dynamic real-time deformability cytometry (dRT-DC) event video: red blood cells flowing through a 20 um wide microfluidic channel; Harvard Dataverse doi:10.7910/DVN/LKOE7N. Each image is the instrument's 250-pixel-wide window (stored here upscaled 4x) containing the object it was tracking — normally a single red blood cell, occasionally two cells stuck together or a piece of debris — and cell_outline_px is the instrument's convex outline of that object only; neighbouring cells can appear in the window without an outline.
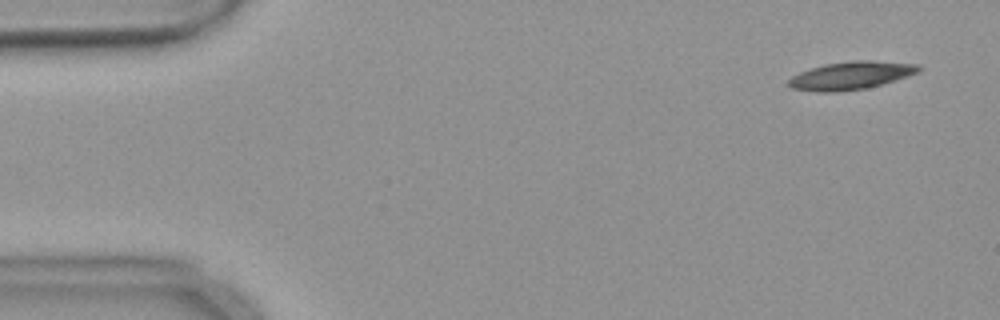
{"species": "common noctule bat (a hibernating species)", "species_latin": "Nyctalus noctula", "temperature_condition": "warm", "stored_images_in_passage": 53, "camera_frame_rate_fps": 3000, "um_per_image_px": 0.085, "animal": {"sex": "female", "body_mass_g": 18.4}, "frame": {"image": 1, "passage_image": 1, "time_ms": 0.0, "image_size_px": [1000, 320], "cell_outline_px": [[920, 72], [908, 76], [880, 84], [864, 88], [836, 92], [820, 92], [792, 88], [788, 84], [788, 80], [792, 76], [800, 72], [824, 64], [852, 60], [868, 60], [920, 64]], "centroid_in_image_um": [72.34, 6.4], "position_along_channel_um": 12.7, "area_um2": 20.98}}
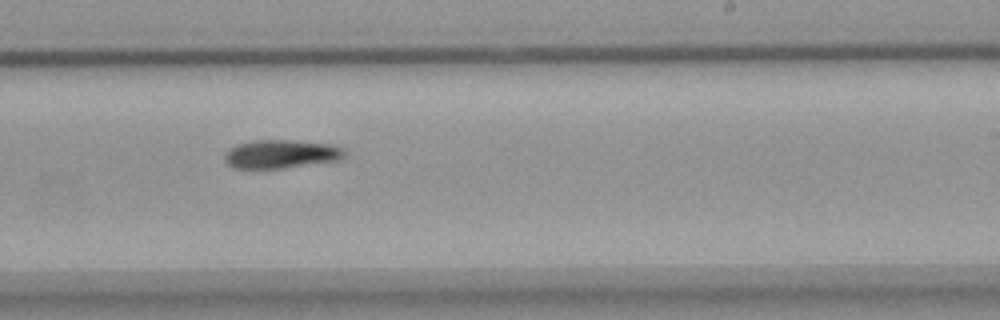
{"frame": {"image": 2, "passage_image": 31, "time_ms": 10.0, "image_size_px": [1000, 320], "cell_outline_px": [[348, 152], [340, 160], [284, 168], [232, 168], [224, 160], [224, 152], [228, 148], [236, 144], [256, 140], [292, 140], [336, 144], [344, 148]], "centroid_in_image_um": [23.92, 13.08], "position_along_channel_um": 265.1, "area_um2": 20.35}}
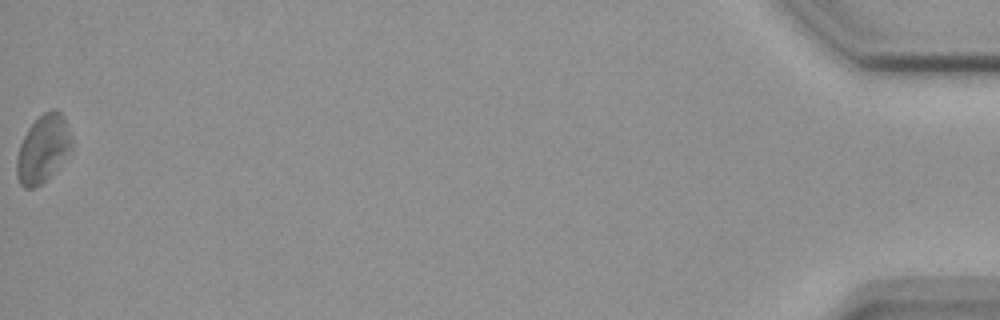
{"frame": {"image": 3, "passage_image": 53, "time_ms": 17.333, "image_size_px": [1000, 320], "cell_outline_px": [[72, 148], [48, 176], [40, 184], [32, 188], [24, 188], [20, 184], [16, 176], [16, 160], [20, 144], [28, 128], [44, 112], [52, 108], [56, 108], [60, 112], [68, 128], [72, 140]], "centroid_in_image_um": [3.62, 12.63], "position_along_channel_um": 431.6, "area_um2": 21.1}}